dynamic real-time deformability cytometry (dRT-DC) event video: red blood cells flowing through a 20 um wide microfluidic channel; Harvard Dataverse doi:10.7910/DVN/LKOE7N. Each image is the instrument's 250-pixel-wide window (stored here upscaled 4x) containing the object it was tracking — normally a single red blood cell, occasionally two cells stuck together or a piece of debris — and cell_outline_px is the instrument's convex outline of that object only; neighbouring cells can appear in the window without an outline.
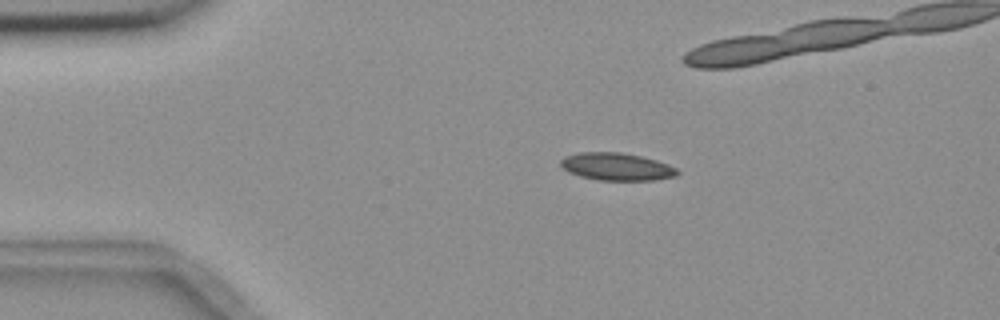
{"species": "common noctule bat (a hibernating species)", "species_latin": "Nyctalus noctula", "temperature_condition": "room temperature", "stored_images_in_passage": 4, "camera_frame_rate_fps": 3000, "um_per_image_px": 0.085, "animal": {"sex": "female", "body_mass_g": 18.4}, "frame": {"image": 1, "passage_image": 2, "time_ms": 1.0, "image_size_px": [1000, 320], "cell_outline_px": [[680, 172], [676, 176], [652, 180], [600, 180], [580, 176], [568, 172], [560, 164], [560, 160], [568, 156], [580, 152], [620, 152], [640, 156], [656, 160], [668, 164], [676, 168]], "centroid_in_image_um": [52.43, 14.17], "position_along_channel_um": 32.6, "area_um2": 18.55}}